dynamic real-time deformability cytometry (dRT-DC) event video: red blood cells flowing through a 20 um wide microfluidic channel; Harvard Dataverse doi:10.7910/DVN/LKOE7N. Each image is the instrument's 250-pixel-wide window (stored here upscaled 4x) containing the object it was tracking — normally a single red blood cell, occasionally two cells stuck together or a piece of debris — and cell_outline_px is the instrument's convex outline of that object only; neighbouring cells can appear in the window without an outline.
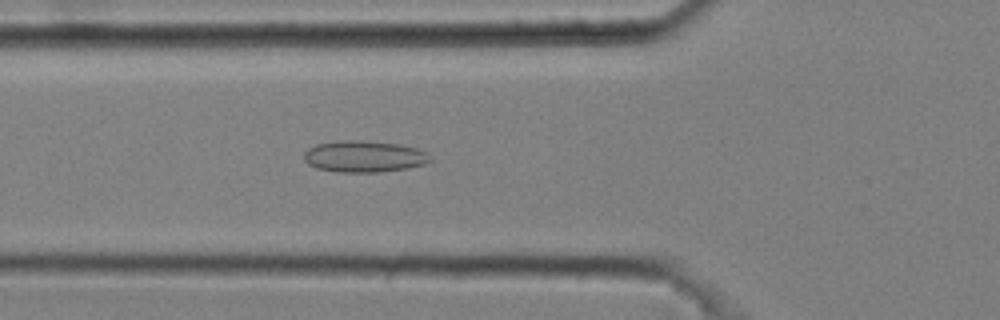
{"species": "common noctule bat (a hibernating species)", "species_latin": "Nyctalus noctula", "temperature_condition": "cold", "stored_images_in_passage": 6, "camera_frame_rate_fps": 3000, "um_per_image_px": 0.085, "animal": {"sex": "male", "body_mass_g": 20.4}, "frame": {"image": 1, "passage_image": 6, "time_ms": 1.667, "image_size_px": [1000, 320], "cell_outline_px": [[432, 160], [424, 164], [408, 168], [380, 172], [340, 172], [316, 168], [308, 164], [304, 160], [304, 152], [308, 148], [316, 144], [336, 140], [360, 140], [400, 144], [416, 148], [428, 152], [432, 156]], "centroid_in_image_um": [30.96, 13.29], "position_along_channel_um": 94.8, "area_um2": 23.47}}